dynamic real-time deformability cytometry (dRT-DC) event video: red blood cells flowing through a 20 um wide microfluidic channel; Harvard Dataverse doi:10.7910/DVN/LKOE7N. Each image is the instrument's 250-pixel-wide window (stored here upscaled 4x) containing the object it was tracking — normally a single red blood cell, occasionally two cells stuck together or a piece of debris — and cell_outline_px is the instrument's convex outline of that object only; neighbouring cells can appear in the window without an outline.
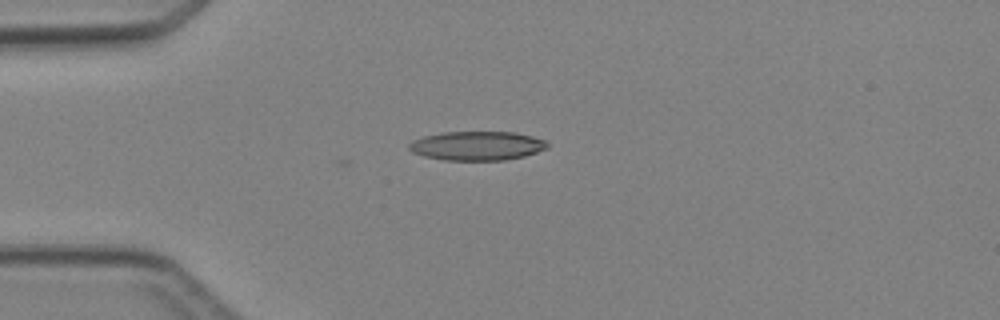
{"species": "Egyptian fruit bat (a non-hibernating species)", "species_latin": "Rousettus aegyptiacus", "temperature_condition": "cold", "stored_images_in_passage": 1, "camera_frame_rate_fps": 3000, "um_per_image_px": 0.085, "animal": {"sex": "female"}, "frame": {"image": 1, "passage_image": 1, "time_ms": 0.0, "image_size_px": [1000, 320], "cell_outline_px": [[548, 148], [524, 156], [504, 160], [444, 160], [424, 156], [412, 152], [408, 148], [408, 144], [412, 140], [424, 136], [440, 132], [516, 132], [532, 136], [544, 140], [548, 144]], "centroid_in_image_um": [40.52, 12.39], "position_along_channel_um": 44.5, "area_um2": 23.47}}